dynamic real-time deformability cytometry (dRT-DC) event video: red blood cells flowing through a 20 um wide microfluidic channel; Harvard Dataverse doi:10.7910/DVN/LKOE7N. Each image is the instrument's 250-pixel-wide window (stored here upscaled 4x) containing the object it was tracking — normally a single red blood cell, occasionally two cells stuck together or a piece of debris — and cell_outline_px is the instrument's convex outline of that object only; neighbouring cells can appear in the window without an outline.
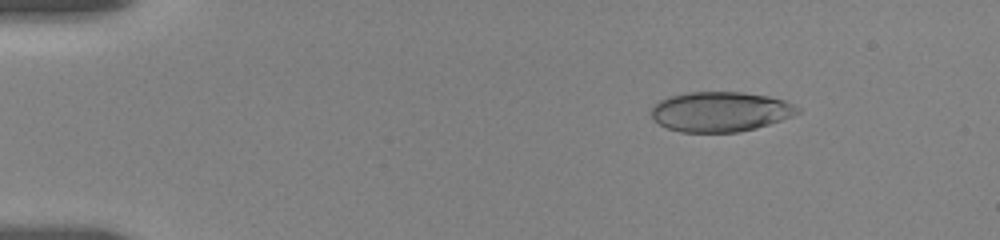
{"species": "human", "species_latin": "Homo sapiens", "temperature_condition": "room temperature", "stored_images_in_passage": 15, "camera_frame_rate_fps": 3000, "um_per_image_px": 0.085, "donor": {"sex": "female"}, "frame": {"image": 1, "passage_image": 2, "time_ms": 0.667, "image_size_px": [1000, 240], "cell_outline_px": [[800, 112], [792, 116], [756, 128], [736, 132], [680, 132], [668, 128], [660, 124], [652, 116], [652, 104], [668, 96], [684, 92], [744, 92], [768, 96], [784, 100], [800, 108]], "centroid_in_image_um": [61.21, 9.48], "position_along_channel_um": 23.8, "area_um2": 34.04}}
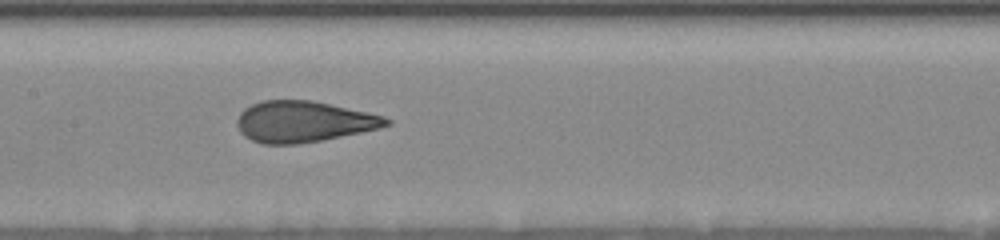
{"frame": {"image": 2, "passage_image": 12, "time_ms": 7.333, "image_size_px": [1000, 240], "cell_outline_px": [[392, 124], [380, 128], [320, 140], [296, 144], [264, 144], [252, 140], [244, 136], [240, 132], [236, 124], [236, 120], [240, 112], [244, 108], [252, 104], [264, 100], [312, 100], [368, 112], [384, 116], [392, 120]], "centroid_in_image_um": [25.79, 10.33], "position_along_channel_um": 181.6, "area_um2": 35.72}}
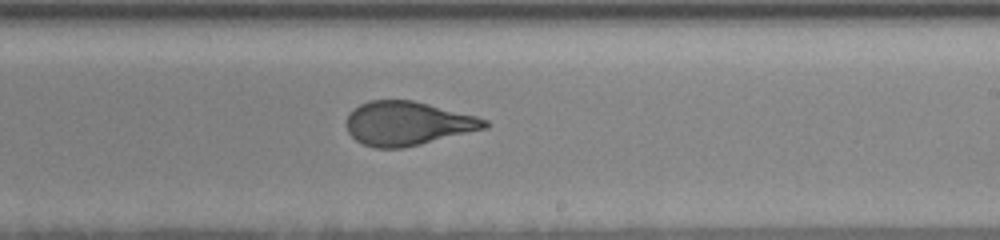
{"frame": {"image": 3, "passage_image": 15, "time_ms": 9.333, "image_size_px": [1000, 240], "cell_outline_px": [[492, 124], [488, 128], [420, 144], [400, 148], [376, 148], [364, 144], [356, 140], [348, 132], [348, 116], [360, 104], [368, 100], [412, 100], [476, 116], [488, 120]], "centroid_in_image_um": [34.69, 10.49], "position_along_channel_um": 254.3, "area_um2": 35.03}}